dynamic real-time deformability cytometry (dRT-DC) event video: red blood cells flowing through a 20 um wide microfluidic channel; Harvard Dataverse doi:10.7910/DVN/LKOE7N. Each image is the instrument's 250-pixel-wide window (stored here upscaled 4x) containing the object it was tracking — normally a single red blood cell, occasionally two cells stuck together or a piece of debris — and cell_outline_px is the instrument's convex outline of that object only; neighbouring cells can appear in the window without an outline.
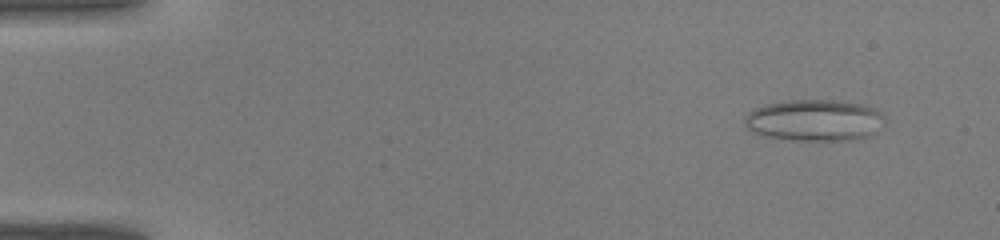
{"species": "common noctule bat (a hibernating species)", "species_latin": "Nyctalus noctula", "temperature_condition": "warm", "stored_images_in_passage": 43, "camera_frame_rate_fps": 3000, "um_per_image_px": 0.085, "animal": {"sex": "male", "body_mass_g": 19.0, "forearm_length_mm": 50.8}, "frame": {"image": 1, "passage_image": 4, "time_ms": 1.0, "image_size_px": [1000, 240], "cell_outline_px": [[880, 116], [876, 132], [872, 136], [848, 140], [796, 140], [768, 136], [752, 132], [744, 124], [744, 116], [748, 112], [756, 108], [768, 104], [788, 100], [832, 100], [860, 104], [876, 108], [880, 112]], "centroid_in_image_um": [69.17, 10.22], "position_along_channel_um": 15.8, "area_um2": 33.35}}
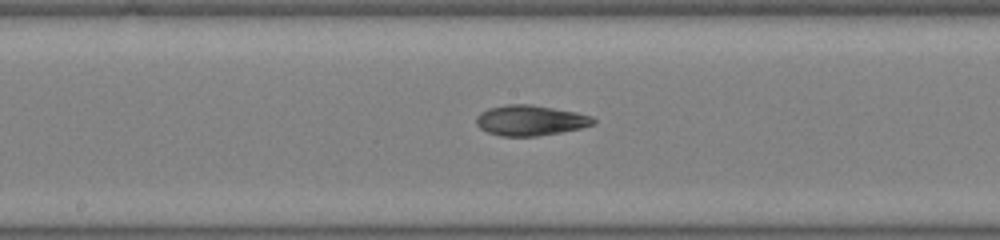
{"frame": {"image": 2, "passage_image": 23, "time_ms": 7.333, "image_size_px": [1000, 240], "cell_outline_px": [[596, 124], [580, 128], [560, 132], [536, 136], [500, 136], [488, 132], [480, 128], [476, 124], [476, 116], [480, 112], [488, 108], [504, 104], [532, 104], [576, 112], [592, 116], [596, 120]], "centroid_in_image_um": [45.07, 10.22], "position_along_channel_um": 203.1, "area_um2": 20.87}}
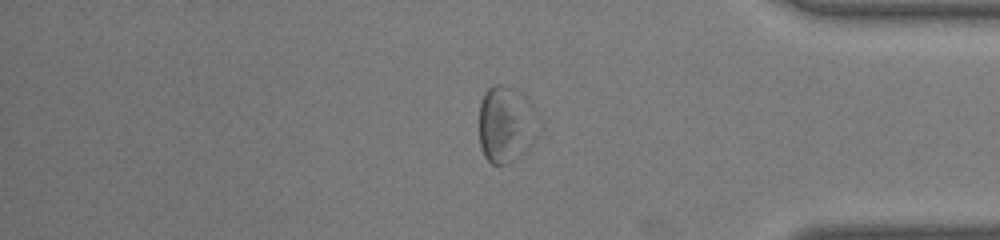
{"frame": {"image": 3, "passage_image": 36, "time_ms": 11.667, "image_size_px": [1000, 240], "cell_outline_px": [[540, 132], [528, 152], [508, 164], [492, 164], [484, 156], [480, 148], [480, 100], [484, 92], [492, 84], [500, 84], [508, 88], [536, 112], [540, 116]], "centroid_in_image_um": [43.03, 10.67], "position_along_channel_um": 392.2, "area_um2": 26.53}}